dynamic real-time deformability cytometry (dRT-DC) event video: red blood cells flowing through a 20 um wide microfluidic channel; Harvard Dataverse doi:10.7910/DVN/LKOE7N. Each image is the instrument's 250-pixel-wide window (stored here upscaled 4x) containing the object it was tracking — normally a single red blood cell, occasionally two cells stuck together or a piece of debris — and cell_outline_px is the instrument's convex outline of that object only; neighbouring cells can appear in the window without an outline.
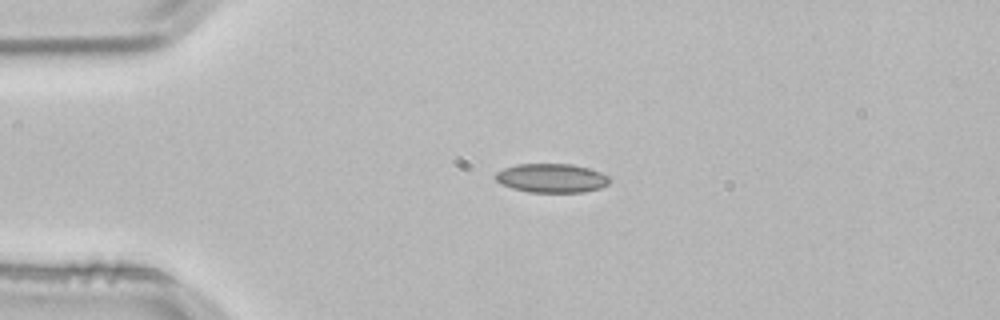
{"species": "common noctule bat (a hibernating species)", "species_latin": "Nyctalus noctula", "temperature_condition": "room temperature", "stored_images_in_passage": 1, "camera_frame_rate_fps": 3000, "um_per_image_px": 0.085, "animal": {"sex": "male", "body_mass_g": 21.5, "forearm_length_mm": 52.0}, "frame": {"image": 1, "passage_image": 1, "time_ms": 0.0, "image_size_px": [1000, 320], "cell_outline_px": [[608, 184], [600, 188], [584, 192], [528, 192], [512, 188], [500, 184], [492, 176], [496, 172], [504, 168], [516, 164], [572, 164], [588, 168], [600, 172], [608, 176]], "centroid_in_image_um": [46.83, 15.14], "position_along_channel_um": 38.2, "area_um2": 19.31}}